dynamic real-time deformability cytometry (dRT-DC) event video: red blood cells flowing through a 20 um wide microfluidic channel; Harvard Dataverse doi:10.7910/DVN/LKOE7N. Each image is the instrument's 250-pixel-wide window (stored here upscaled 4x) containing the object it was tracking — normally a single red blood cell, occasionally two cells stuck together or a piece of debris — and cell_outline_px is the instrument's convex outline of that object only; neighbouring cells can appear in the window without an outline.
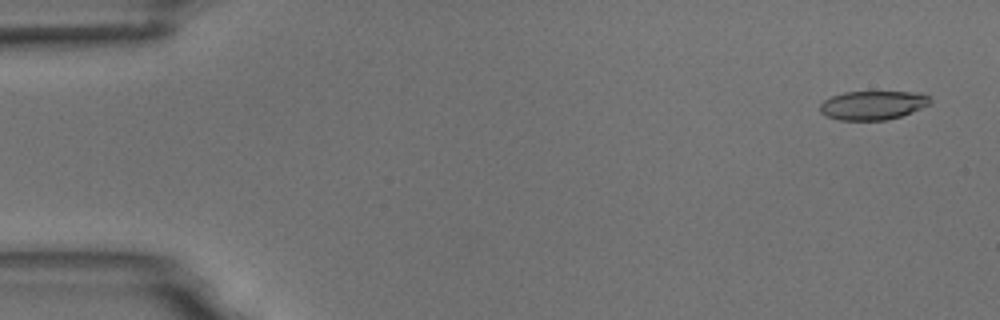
{"species": "common noctule bat (a hibernating species)", "species_latin": "Nyctalus noctula", "temperature_condition": "room temperature", "stored_images_in_passage": 4, "camera_frame_rate_fps": 3000, "um_per_image_px": 0.085, "animal": {"sex": "male", "body_mass_g": 18.8}, "frame": {"image": 1, "passage_image": 1, "time_ms": 0.0, "image_size_px": [1000, 320], "cell_outline_px": [[932, 100], [928, 104], [912, 112], [900, 116], [884, 120], [840, 120], [824, 116], [820, 112], [820, 104], [824, 100], [832, 96], [844, 92], [924, 92]], "centroid_in_image_um": [74.17, 8.94], "position_along_channel_um": 10.8, "area_um2": 18.55}}